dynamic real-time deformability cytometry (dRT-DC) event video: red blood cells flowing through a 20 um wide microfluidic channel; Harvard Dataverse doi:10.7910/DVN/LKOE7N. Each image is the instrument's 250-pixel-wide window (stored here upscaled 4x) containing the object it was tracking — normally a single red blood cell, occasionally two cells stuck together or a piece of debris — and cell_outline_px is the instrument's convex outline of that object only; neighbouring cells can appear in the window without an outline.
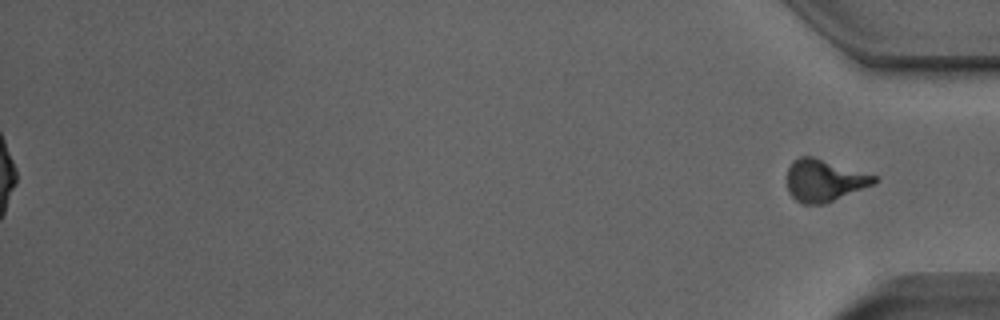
{"species": "Egyptian fruit bat (a non-hibernating species)", "species_latin": "Rousettus aegyptiacus", "temperature_condition": "room temperature", "stored_images_in_passage": 52, "segment_of_instrument_passage": [2, 2], "camera_frame_rate_fps": 3000, "um_per_image_px": 0.085, "animal": {"sex": "male"}, "frame": {"image": 1, "passage_image": 52, "time_ms": 17.0, "image_size_px": [1000, 320], "cell_outline_px": [[880, 180], [876, 184], [824, 204], [804, 204], [796, 200], [788, 192], [788, 168], [792, 160], [800, 156], [812, 156], [876, 176]], "centroid_in_image_um": [70.07, 15.34], "position_along_channel_um": 365.1, "area_um2": 21.33}}